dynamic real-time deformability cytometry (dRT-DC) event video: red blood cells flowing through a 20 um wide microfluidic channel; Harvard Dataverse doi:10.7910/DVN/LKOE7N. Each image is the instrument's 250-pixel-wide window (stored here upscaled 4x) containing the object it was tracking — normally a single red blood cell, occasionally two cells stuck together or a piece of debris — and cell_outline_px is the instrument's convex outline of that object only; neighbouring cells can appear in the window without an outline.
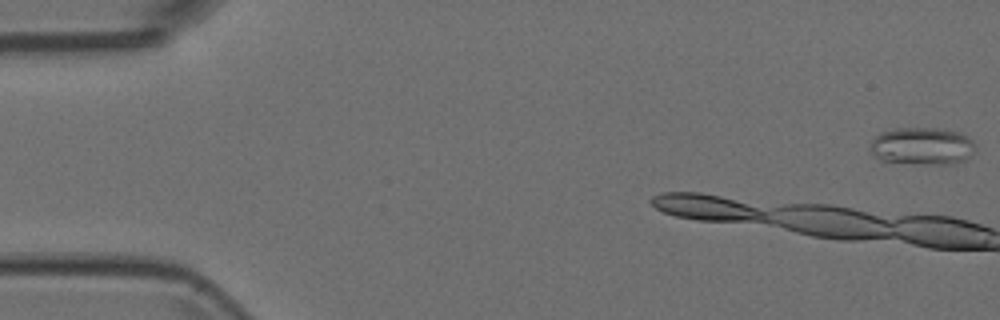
{"species": "Egyptian fruit bat (a non-hibernating species)", "species_latin": "Rousettus aegyptiacus", "temperature_condition": "room temperature", "stored_images_in_passage": 6, "camera_frame_rate_fps": 3000, "um_per_image_px": 0.085, "animal": {"sex": "female"}, "frame": {"image": 1, "passage_image": 1, "time_ms": 0.0, "image_size_px": [1000, 320], "cell_outline_px": [[976, 148], [964, 160], [948, 164], [928, 164], [880, 160], [872, 156], [868, 148], [872, 140], [880, 132], [896, 128], [936, 128], [960, 132], [968, 136], [976, 144]], "centroid_in_image_um": [78.35, 12.4], "position_along_channel_um": 6.6, "area_um2": 23.06}}
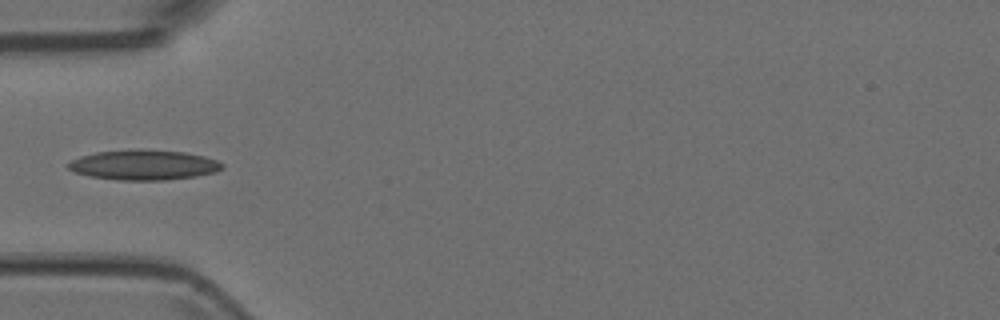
{"frame": {"image": 2, "passage_image": 6, "time_ms": 1.667, "image_size_px": [1000, 320], "cell_outline_px": [[224, 168], [216, 172], [196, 176], [164, 180], [116, 180], [88, 176], [76, 172], [68, 168], [68, 164], [72, 160], [80, 156], [96, 152], [140, 148], [184, 152], [204, 156], [216, 160], [224, 164]], "centroid_in_image_um": [12.23, 14.01], "position_along_channel_um": 72.8, "area_um2": 27.17}}